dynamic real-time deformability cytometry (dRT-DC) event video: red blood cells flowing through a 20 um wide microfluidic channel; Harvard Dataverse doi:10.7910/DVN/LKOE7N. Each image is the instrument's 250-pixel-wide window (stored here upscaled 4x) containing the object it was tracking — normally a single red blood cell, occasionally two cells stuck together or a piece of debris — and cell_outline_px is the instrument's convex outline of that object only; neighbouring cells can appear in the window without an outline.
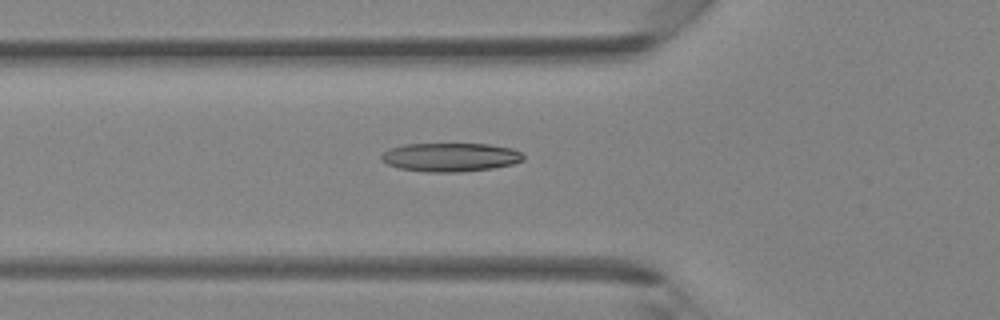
{"species": "Egyptian fruit bat (a non-hibernating species)", "species_latin": "Rousettus aegyptiacus", "temperature_condition": "room temperature", "stored_images_in_passage": 42, "camera_frame_rate_fps": 3000, "um_per_image_px": 0.085, "animal": {"sex": "female"}, "frame": {"image": 1, "passage_image": 15, "time_ms": 4.667, "image_size_px": [1000, 320], "cell_outline_px": [[524, 160], [512, 164], [492, 168], [460, 172], [428, 172], [400, 168], [388, 164], [380, 160], [380, 156], [388, 148], [404, 144], [488, 144], [512, 148], [520, 152], [524, 156]], "centroid_in_image_um": [38.26, 13.36], "position_along_channel_um": 87.5, "area_um2": 23.76}}
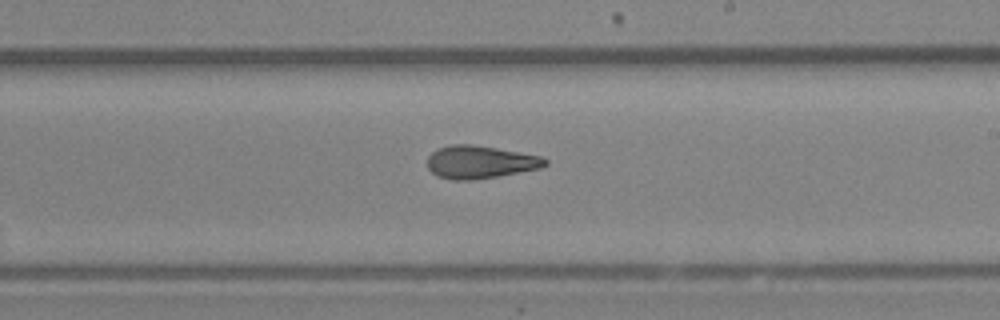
{"frame": {"image": 2, "passage_image": 25, "time_ms": 8.0, "image_size_px": [1000, 320], "cell_outline_px": [[548, 164], [540, 168], [496, 176], [472, 180], [452, 180], [436, 176], [428, 168], [428, 156], [436, 148], [452, 144], [472, 144], [496, 148], [540, 156], [548, 160]], "centroid_in_image_um": [40.77, 13.77], "position_along_channel_um": 248.2, "area_um2": 22.43}}
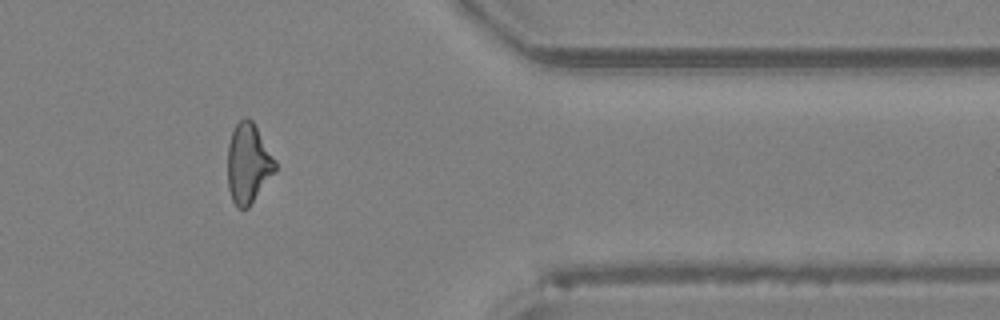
{"frame": {"image": 3, "passage_image": 35, "time_ms": 11.333, "image_size_px": [1000, 320], "cell_outline_px": [[276, 172], [248, 208], [236, 208], [232, 200], [228, 188], [228, 144], [232, 132], [236, 124], [244, 116], [248, 116], [252, 120], [276, 160]], "centroid_in_image_um": [21.11, 13.9], "position_along_channel_um": 390.3, "area_um2": 22.31}}